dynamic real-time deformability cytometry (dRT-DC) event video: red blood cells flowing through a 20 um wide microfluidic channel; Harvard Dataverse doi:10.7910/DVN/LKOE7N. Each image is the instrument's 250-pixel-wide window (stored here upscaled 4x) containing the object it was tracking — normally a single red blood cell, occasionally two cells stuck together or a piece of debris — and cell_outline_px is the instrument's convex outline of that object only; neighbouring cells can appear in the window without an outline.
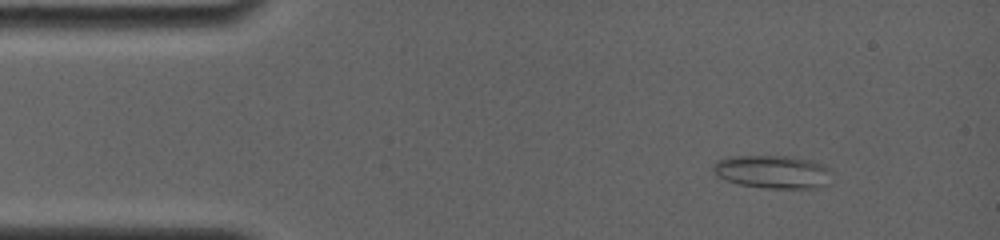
{"species": "common noctule bat (a hibernating species)", "species_latin": "Nyctalus noctula", "temperature_condition": "room temperature", "stored_images_in_passage": 9, "camera_frame_rate_fps": 4000, "um_per_image_px": 0.085, "animal": {"sex": "female", "body_mass_g": 19.0, "forearm_length_mm": 56.7}, "frame": {"image": 1, "passage_image": 3, "time_ms": 1.75, "image_size_px": [1000, 240], "cell_outline_px": [[832, 172], [828, 184], [816, 188], [768, 188], [740, 184], [728, 180], [720, 176], [712, 168], [716, 160], [732, 156], [788, 156], [812, 160], [824, 164], [832, 168]], "centroid_in_image_um": [65.77, 14.59], "position_along_channel_um": 19.2, "area_um2": 22.95}}
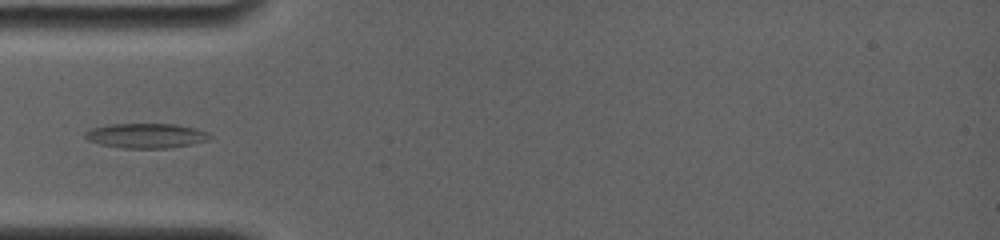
{"frame": {"image": 2, "passage_image": 7, "time_ms": 5.0, "image_size_px": [1000, 240], "cell_outline_px": [[212, 136], [208, 140], [192, 144], [168, 148], [124, 148], [100, 144], [88, 140], [84, 136], [84, 132], [92, 128], [112, 124], [176, 124], [196, 128], [208, 132]], "centroid_in_image_um": [12.44, 11.53], "position_along_channel_um": 72.6, "area_um2": 17.98}}
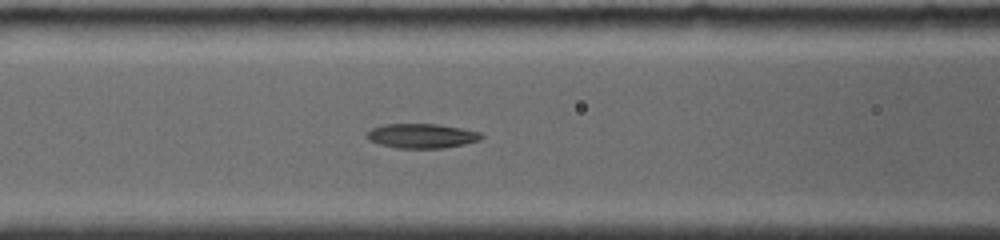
{"frame": {"image": 3, "passage_image": 9, "time_ms": 6.5, "image_size_px": [1000, 240], "cell_outline_px": [[484, 136], [480, 140], [464, 144], [444, 148], [396, 148], [380, 144], [368, 140], [368, 132], [372, 128], [384, 124], [436, 124], [460, 128], [480, 132]], "centroid_in_image_um": [35.86, 11.55], "position_along_channel_um": 130.7, "area_um2": 16.24}}